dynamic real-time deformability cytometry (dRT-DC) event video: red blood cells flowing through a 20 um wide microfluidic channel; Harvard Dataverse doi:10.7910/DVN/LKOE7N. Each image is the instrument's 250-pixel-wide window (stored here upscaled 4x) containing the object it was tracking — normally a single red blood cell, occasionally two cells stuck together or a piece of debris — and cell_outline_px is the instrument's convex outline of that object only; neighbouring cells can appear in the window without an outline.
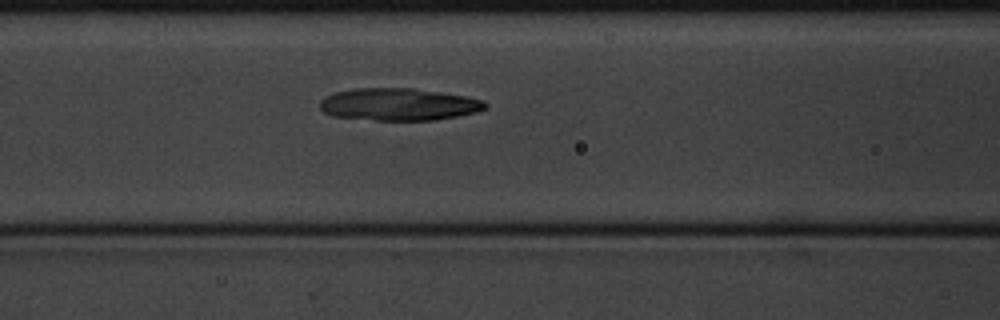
{"species": "common noctule bat (a hibernating species)", "species_latin": "Nyctalus noctula", "temperature_condition": "cold", "stored_images_in_passage": 5, "segment_of_instrument_passage": [2, 2], "camera_frame_rate_fps": 3000, "um_per_image_px": 0.085, "animal": {"sex": "male", "body_mass_g": 20.1, "forearm_length_mm": 53.5}, "frame": {"image": 1, "passage_image": 5, "time_ms": 1.333, "image_size_px": [1000, 320], "cell_outline_px": [[488, 108], [476, 112], [436, 120], [376, 120], [332, 116], [324, 112], [320, 108], [320, 100], [336, 92], [356, 88], [412, 88], [440, 92], [464, 96], [484, 100], [488, 104]], "centroid_in_image_um": [33.91, 8.87], "position_along_channel_um": 132.7, "area_um2": 31.04}}